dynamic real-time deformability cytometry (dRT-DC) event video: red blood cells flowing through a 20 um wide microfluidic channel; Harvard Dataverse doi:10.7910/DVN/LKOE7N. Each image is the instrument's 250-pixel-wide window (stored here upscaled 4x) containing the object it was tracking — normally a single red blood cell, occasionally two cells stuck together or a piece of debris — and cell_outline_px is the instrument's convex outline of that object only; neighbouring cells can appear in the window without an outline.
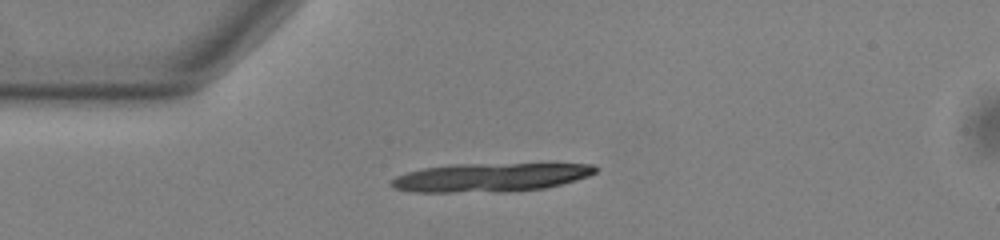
{"species": "common noctule bat (a hibernating species)", "species_latin": "Nyctalus noctula", "temperature_condition": "warm", "stored_images_in_passage": 42, "camera_frame_rate_fps": 3000, "um_per_image_px": 0.085, "animal": {"sex": "male", "body_mass_g": 13.0, "forearm_length_mm": 53.1}, "frame": {"image": 1, "passage_image": 1, "time_ms": 0.0, "image_size_px": [1000, 240], "cell_outline_px": [[596, 172], [588, 176], [576, 180], [544, 188], [508, 192], [412, 192], [396, 188], [388, 184], [396, 176], [408, 172], [424, 168], [456, 164], [592, 164], [596, 168]], "centroid_in_image_um": [41.66, 15.09], "position_along_channel_um": 43.3, "area_um2": 33.87}}
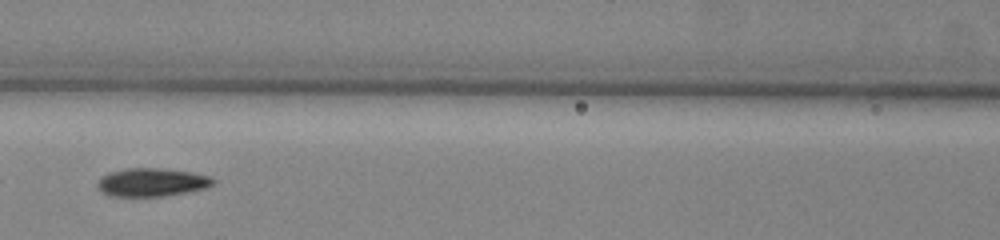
{"frame": {"image": 2, "passage_image": 12, "time_ms": 3.667, "image_size_px": [1000, 240], "cell_outline_px": [[216, 184], [208, 188], [188, 192], [164, 196], [108, 196], [100, 192], [96, 188], [96, 184], [100, 176], [108, 172], [128, 168], [160, 168], [188, 172], [212, 176], [216, 180]], "centroid_in_image_um": [12.89, 15.5], "position_along_channel_um": 153.7, "area_um2": 19.48}}
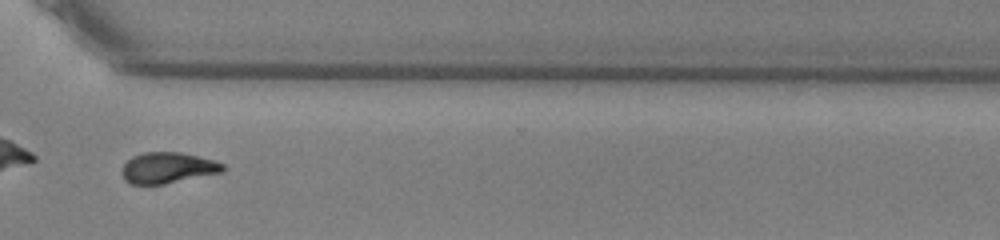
{"frame": {"image": 3, "passage_image": 28, "time_ms": 9.0, "image_size_px": [1000, 240], "cell_outline_px": [[224, 172], [164, 184], [132, 184], [124, 180], [120, 172], [124, 164], [132, 156], [144, 152], [180, 152], [212, 160], [224, 164]], "centroid_in_image_um": [14.23, 14.27], "position_along_channel_um": 356.4, "area_um2": 18.21}}